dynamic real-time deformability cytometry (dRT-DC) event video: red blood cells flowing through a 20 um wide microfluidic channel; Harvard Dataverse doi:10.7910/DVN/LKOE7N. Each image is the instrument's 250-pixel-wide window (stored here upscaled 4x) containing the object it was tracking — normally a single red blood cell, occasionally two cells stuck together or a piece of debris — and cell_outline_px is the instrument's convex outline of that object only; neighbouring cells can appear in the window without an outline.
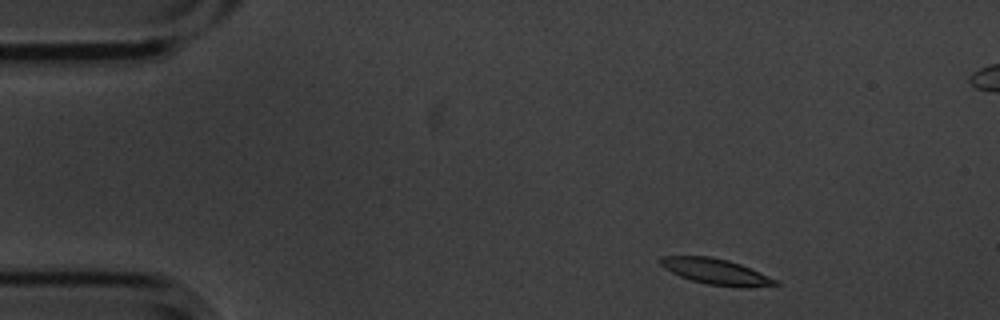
{"species": "common noctule bat (a hibernating species)", "species_latin": "Nyctalus noctula", "temperature_condition": "cold", "stored_images_in_passage": 14, "camera_frame_rate_fps": 3000, "um_per_image_px": 0.085, "animal": {"sex": "male", "body_mass_g": 20.1, "forearm_length_mm": 53.5}, "frame": {"image": 1, "passage_image": 1, "time_ms": 0.0, "image_size_px": [1000, 320], "cell_outline_px": [[780, 284], [752, 288], [740, 288], [708, 284], [692, 280], [680, 276], [664, 268], [660, 264], [660, 256], [712, 256], [728, 260], [740, 264], [760, 272], [776, 280]], "centroid_in_image_um": [60.87, 23.09], "position_along_channel_um": 24.1, "area_um2": 17.28}}
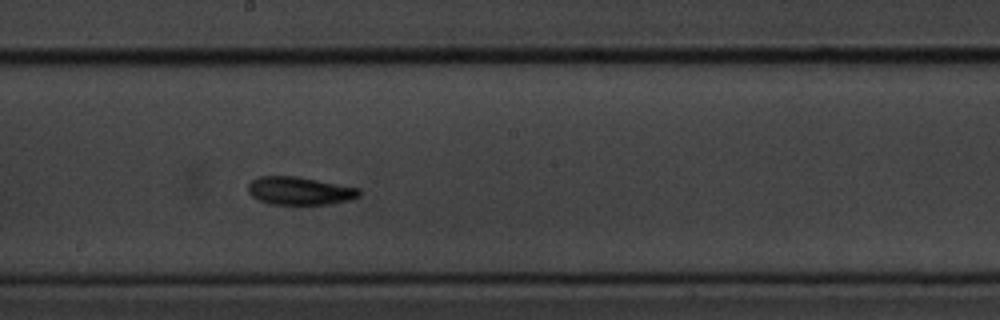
{"frame": {"image": 2, "passage_image": 7, "time_ms": 2.0, "image_size_px": [1000, 320], "cell_outline_px": [[360, 196], [352, 200], [328, 204], [272, 204], [260, 200], [252, 196], [248, 192], [248, 184], [252, 180], [260, 176], [296, 176], [360, 188]], "centroid_in_image_um": [25.49, 16.22], "position_along_channel_um": 222.7, "area_um2": 18.09}}
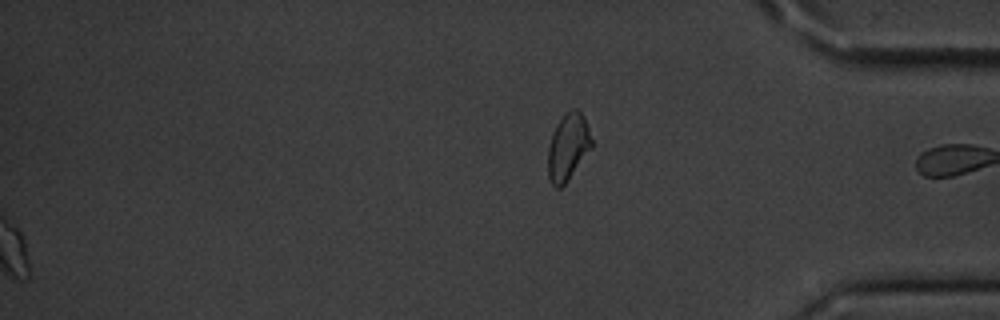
{"frame": {"image": 3, "passage_image": 14, "time_ms": 4.333, "image_size_px": [1000, 320], "cell_outline_px": [[592, 148], [568, 180], [560, 188], [556, 188], [552, 184], [548, 176], [548, 148], [552, 132], [556, 124], [572, 108], [576, 108], [584, 116], [592, 140]], "centroid_in_image_um": [48.28, 12.5], "position_along_channel_um": 386.9, "area_um2": 16.94}}